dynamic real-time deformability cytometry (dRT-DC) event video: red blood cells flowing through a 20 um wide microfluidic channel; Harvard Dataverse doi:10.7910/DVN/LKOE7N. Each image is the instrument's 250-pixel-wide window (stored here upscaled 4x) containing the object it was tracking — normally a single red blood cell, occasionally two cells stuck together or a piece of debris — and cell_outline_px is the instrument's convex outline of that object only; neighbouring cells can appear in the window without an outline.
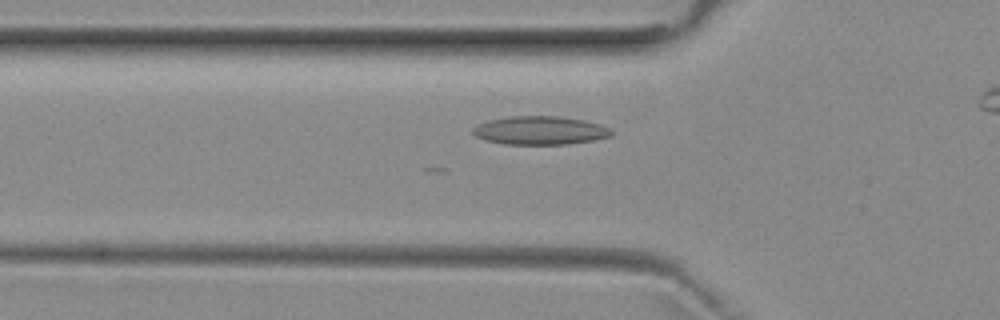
{"species": "common noctule bat (a hibernating species)", "species_latin": "Nyctalus noctula", "temperature_condition": "room temperature", "stored_images_in_passage": 44, "segment_of_instrument_passage": [1, 2], "camera_frame_rate_fps": 3000, "um_per_image_px": 0.085, "animal": {"sex": "female", "body_mass_g": 29.2, "forearm_length_mm": 56.3}, "frame": {"image": 1, "passage_image": 10, "time_ms": 3.0, "image_size_px": [1000, 320], "cell_outline_px": [[612, 136], [592, 140], [568, 144], [504, 144], [484, 140], [476, 136], [472, 132], [472, 128], [488, 120], [508, 116], [560, 116], [584, 120], [600, 124], [612, 128]], "centroid_in_image_um": [45.92, 11.08], "position_along_channel_um": 79.9, "area_um2": 23.06}}
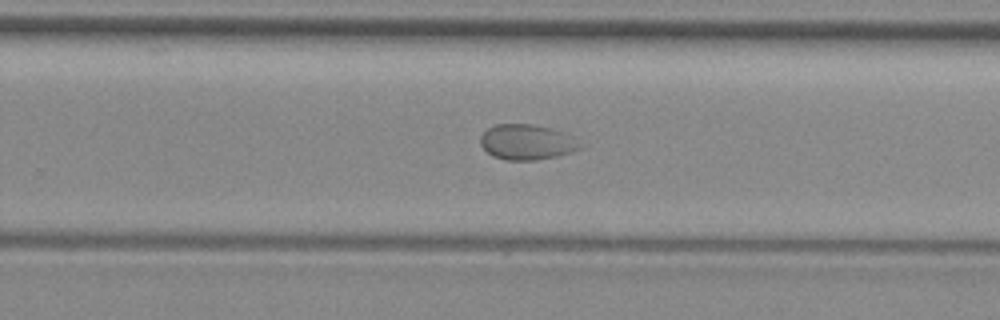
{"frame": {"image": 2, "passage_image": 24, "time_ms": 7.667, "image_size_px": [1000, 320], "cell_outline_px": [[580, 148], [572, 152], [556, 156], [536, 160], [504, 160], [492, 156], [480, 144], [480, 136], [488, 128], [496, 124], [532, 124], [552, 128], [568, 136]], "centroid_in_image_um": [44.68, 12.08], "position_along_channel_um": 285.1, "area_um2": 20.06}}
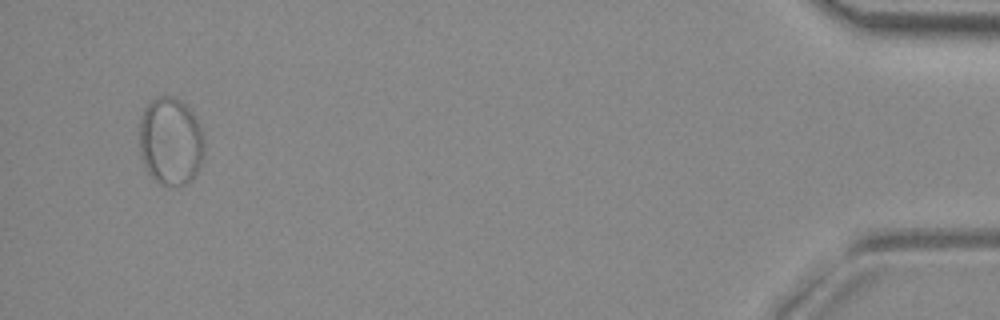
{"frame": {"image": 3, "passage_image": 41, "time_ms": 13.333, "image_size_px": [1000, 320], "cell_outline_px": [[204, 156], [192, 180], [188, 184], [176, 188], [160, 184], [148, 172], [140, 156], [140, 116], [144, 108], [156, 96], [172, 96], [180, 100], [192, 112], [200, 124], [204, 132]], "centroid_in_image_um": [14.52, 12.03], "position_along_channel_um": 420.7, "area_um2": 33.81}}